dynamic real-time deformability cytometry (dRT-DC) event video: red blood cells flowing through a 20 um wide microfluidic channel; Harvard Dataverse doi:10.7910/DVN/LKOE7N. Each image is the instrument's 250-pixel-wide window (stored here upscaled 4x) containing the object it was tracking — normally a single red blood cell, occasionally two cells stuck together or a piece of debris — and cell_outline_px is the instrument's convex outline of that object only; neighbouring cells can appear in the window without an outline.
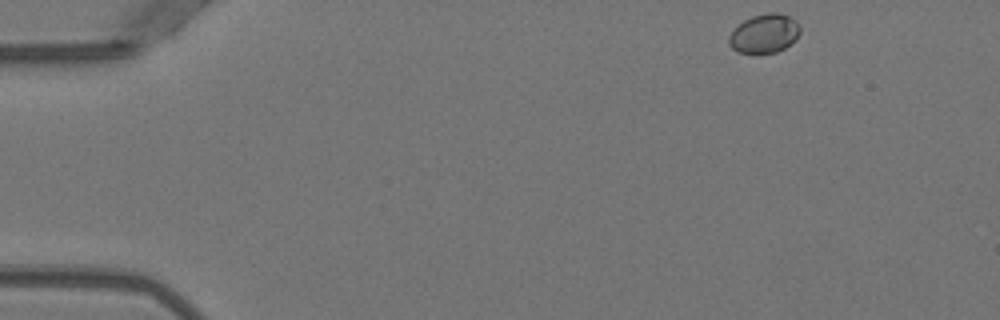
{"species": "Egyptian fruit bat (a non-hibernating species)", "species_latin": "Rousettus aegyptiacus", "temperature_condition": "warm", "stored_images_in_passage": 21, "camera_frame_rate_fps": 3000, "um_per_image_px": 0.085, "animal": {"sex": "female"}, "frame": {"image": 1, "passage_image": 1, "time_ms": 0.0, "image_size_px": [1000, 320], "cell_outline_px": [[800, 32], [796, 40], [784, 48], [776, 52], [736, 52], [728, 44], [728, 36], [744, 20], [752, 16], [768, 12], [780, 12], [796, 20], [800, 24]], "centroid_in_image_um": [65.0, 2.83], "position_along_channel_um": 20.0, "area_um2": 16.13}}
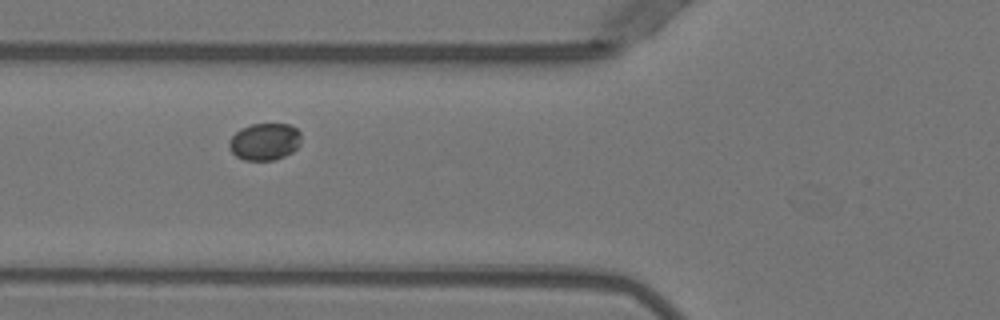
{"frame": {"image": 2, "passage_image": 15, "time_ms": 4.667, "image_size_px": [1000, 320], "cell_outline_px": [[300, 144], [292, 152], [276, 160], [244, 160], [236, 156], [228, 148], [228, 140], [240, 128], [252, 124], [288, 124], [296, 128], [300, 132]], "centroid_in_image_um": [22.47, 12.04], "position_along_channel_um": 103.3, "area_um2": 15.66}}
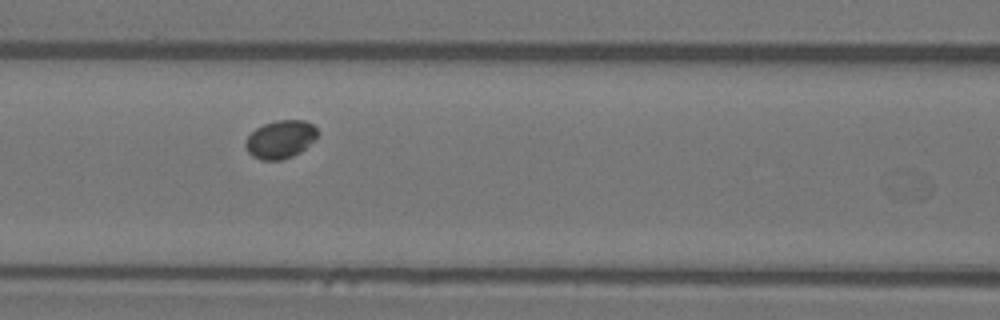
{"frame": {"image": 3, "passage_image": 18, "time_ms": 5.667, "image_size_px": [1000, 320], "cell_outline_px": [[316, 140], [300, 152], [292, 156], [280, 160], [260, 160], [252, 156], [248, 152], [244, 144], [244, 140], [256, 128], [264, 124], [276, 120], [304, 120], [312, 124], [316, 128]], "centroid_in_image_um": [23.82, 11.85], "position_along_channel_um": 142.8, "area_um2": 16.01}}